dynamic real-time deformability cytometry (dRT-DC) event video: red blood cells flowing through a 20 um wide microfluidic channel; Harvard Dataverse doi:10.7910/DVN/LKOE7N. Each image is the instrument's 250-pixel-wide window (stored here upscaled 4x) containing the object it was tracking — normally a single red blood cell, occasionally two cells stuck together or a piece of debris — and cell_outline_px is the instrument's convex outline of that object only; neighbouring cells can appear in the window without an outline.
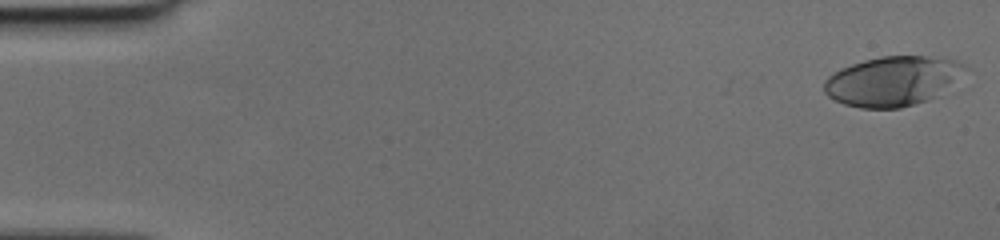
{"species": "human", "species_latin": "Homo sapiens", "temperature_condition": "cold", "stored_images_in_passage": 14, "camera_frame_rate_fps": 3000, "um_per_image_px": 0.085, "donor": {"sex": "female"}, "frame": {"image": 1, "passage_image": 1, "time_ms": 0.0, "image_size_px": [1000, 240], "cell_outline_px": [[960, 64], [936, 96], [928, 100], [900, 108], [860, 108], [844, 104], [828, 96], [824, 92], [824, 80], [828, 76], [840, 68], [864, 60], [880, 56], [924, 56], [956, 60]], "centroid_in_image_um": [75.63, 6.9], "position_along_channel_um": 9.4, "area_um2": 39.02}}